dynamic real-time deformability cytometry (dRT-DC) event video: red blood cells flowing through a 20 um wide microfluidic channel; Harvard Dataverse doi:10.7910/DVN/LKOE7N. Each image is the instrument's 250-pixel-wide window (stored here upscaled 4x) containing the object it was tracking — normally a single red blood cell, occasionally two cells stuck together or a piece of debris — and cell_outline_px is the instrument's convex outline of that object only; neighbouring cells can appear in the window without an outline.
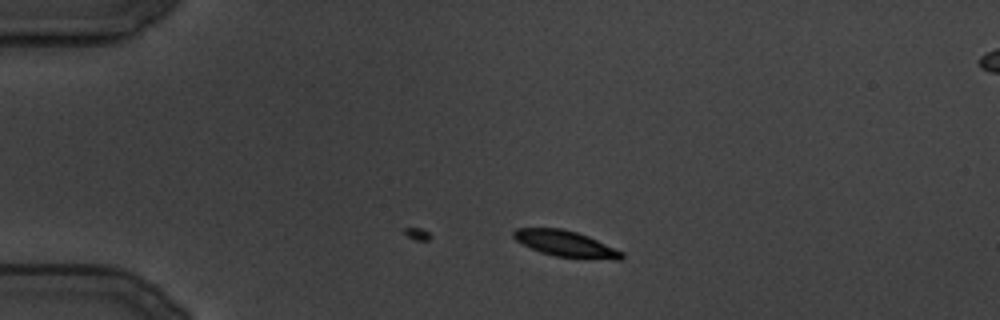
{"species": "common noctule bat (a hibernating species)", "species_latin": "Nyctalus noctula", "temperature_condition": "cold", "stored_images_in_passage": 15, "camera_frame_rate_fps": 3000, "um_per_image_px": 0.085, "animal": {"sex": "male", "body_mass_g": 19.5, "forearm_length_mm": 54.6}, "frame": {"image": 1, "passage_image": 1, "time_ms": 0.0, "image_size_px": [1000, 320], "cell_outline_px": [[624, 256], [620, 260], [616, 260], [556, 256], [540, 252], [516, 240], [512, 236], [512, 232], [516, 228], [560, 228], [576, 232], [588, 236], [624, 252]], "centroid_in_image_um": [48.09, 20.71], "position_along_channel_um": 36.9, "area_um2": 16.24}}